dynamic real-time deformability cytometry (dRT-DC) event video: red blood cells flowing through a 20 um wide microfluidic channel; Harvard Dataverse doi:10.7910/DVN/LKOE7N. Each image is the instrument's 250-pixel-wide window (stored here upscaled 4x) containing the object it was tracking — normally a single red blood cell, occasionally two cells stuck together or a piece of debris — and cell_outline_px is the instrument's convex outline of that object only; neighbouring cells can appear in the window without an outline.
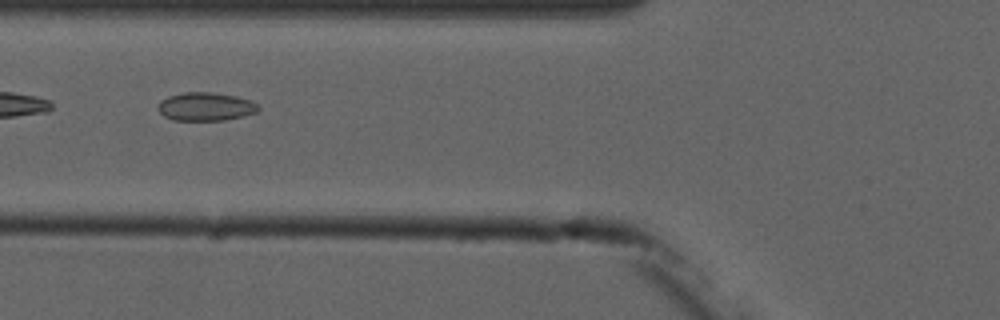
{"species": "common noctule bat (a hibernating species)", "species_latin": "Nyctalus noctula", "temperature_condition": "cold", "stored_images_in_passage": 10, "camera_frame_rate_fps": 3000, "um_per_image_px": 0.085, "animal": {"sex": "male", "forearm_length_mm": 52.5}, "frame": {"image": 1, "passage_image": 8, "time_ms": 8.0, "image_size_px": [1000, 320], "cell_outline_px": [[260, 108], [256, 112], [224, 120], [172, 120], [164, 116], [156, 108], [156, 104], [160, 100], [168, 96], [184, 92], [212, 92], [236, 96], [252, 100], [260, 104]], "centroid_in_image_um": [17.46, 9.05], "position_along_channel_um": 108.3, "area_um2": 16.76}}
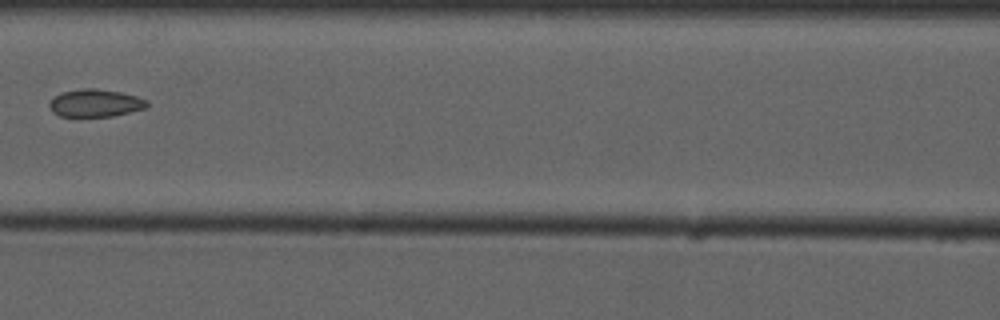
{"frame": {"image": 2, "passage_image": 9, "time_ms": 9.333, "image_size_px": [1000, 320], "cell_outline_px": [[148, 104], [144, 108], [112, 116], [60, 116], [52, 112], [48, 104], [60, 92], [84, 88], [96, 88], [120, 92], [136, 96], [148, 100]], "centroid_in_image_um": [8.08, 8.75], "position_along_channel_um": 158.5, "area_um2": 15.55}}
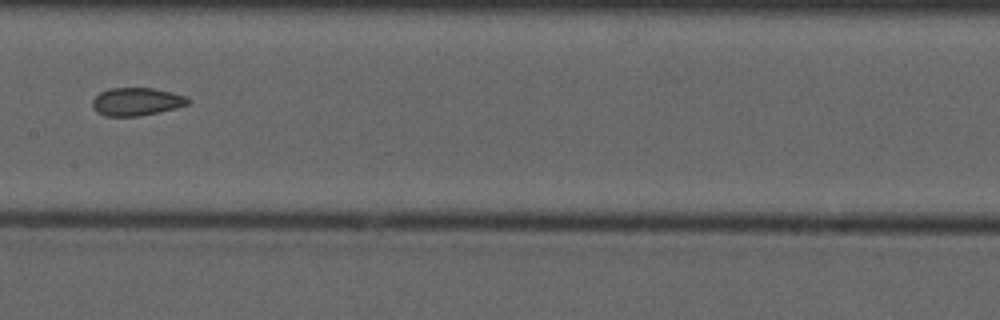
{"frame": {"image": 3, "passage_image": 10, "time_ms": 10.333, "image_size_px": [1000, 320], "cell_outline_px": [[188, 104], [176, 108], [160, 112], [140, 116], [104, 116], [96, 112], [92, 104], [92, 100], [100, 92], [108, 88], [152, 88], [172, 92], [184, 96], [188, 100]], "centroid_in_image_um": [11.57, 8.64], "position_along_channel_um": 195.8, "area_um2": 15.55}}